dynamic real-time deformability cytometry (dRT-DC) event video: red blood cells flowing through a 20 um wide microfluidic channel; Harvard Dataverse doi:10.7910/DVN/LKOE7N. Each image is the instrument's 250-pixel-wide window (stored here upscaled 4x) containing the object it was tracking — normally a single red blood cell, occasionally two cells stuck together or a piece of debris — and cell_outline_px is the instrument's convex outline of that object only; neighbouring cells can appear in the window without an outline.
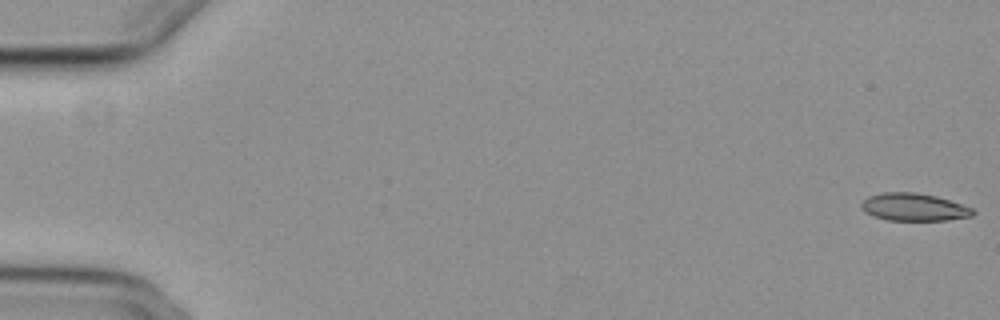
{"species": "common noctule bat (a hibernating species)", "species_latin": "Nyctalus noctula", "temperature_condition": "cold", "stored_images_in_passage": 56, "camera_frame_rate_fps": 3000, "um_per_image_px": 0.085, "animal": {"sex": "female", "body_mass_g": 29.2, "forearm_length_mm": 56.3}, "frame": {"image": 1, "passage_image": 1, "time_ms": 0.0, "image_size_px": [1000, 320], "cell_outline_px": [[976, 212], [972, 216], [948, 220], [888, 220], [872, 216], [864, 212], [860, 208], [860, 204], [868, 196], [884, 192], [916, 192], [936, 196], [972, 208]], "centroid_in_image_um": [77.64, 17.6], "position_along_channel_um": 7.4, "area_um2": 17.98}}
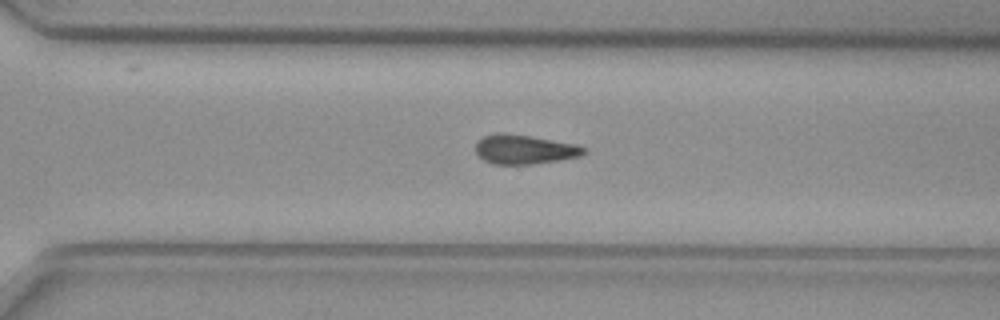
{"frame": {"image": 2, "passage_image": 40, "time_ms": 13.0, "image_size_px": [1000, 320], "cell_outline_px": [[588, 152], [580, 156], [560, 160], [532, 164], [492, 164], [476, 156], [476, 140], [484, 136], [496, 132], [504, 132], [576, 144], [584, 148]], "centroid_in_image_um": [44.53, 12.7], "position_along_channel_um": 326.1, "area_um2": 18.61}}
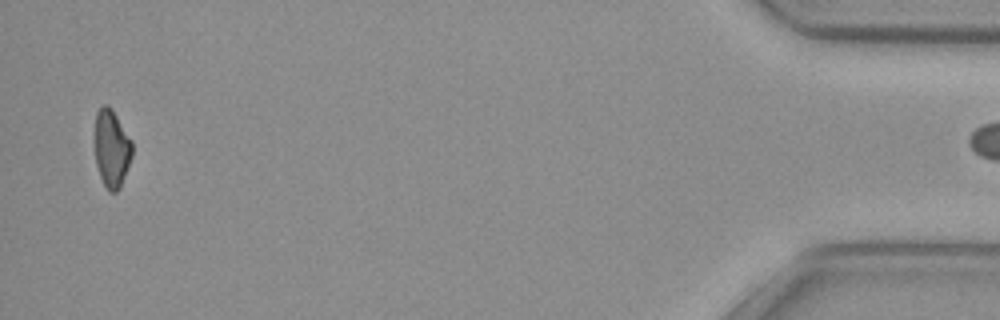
{"frame": {"image": 3, "passage_image": 55, "time_ms": 18.0, "image_size_px": [1000, 320], "cell_outline_px": [[132, 156], [120, 188], [116, 192], [108, 192], [100, 176], [96, 164], [96, 112], [100, 104], [108, 104], [112, 108], [132, 140]], "centroid_in_image_um": [9.5, 12.59], "position_along_channel_um": 425.7, "area_um2": 16.94}}